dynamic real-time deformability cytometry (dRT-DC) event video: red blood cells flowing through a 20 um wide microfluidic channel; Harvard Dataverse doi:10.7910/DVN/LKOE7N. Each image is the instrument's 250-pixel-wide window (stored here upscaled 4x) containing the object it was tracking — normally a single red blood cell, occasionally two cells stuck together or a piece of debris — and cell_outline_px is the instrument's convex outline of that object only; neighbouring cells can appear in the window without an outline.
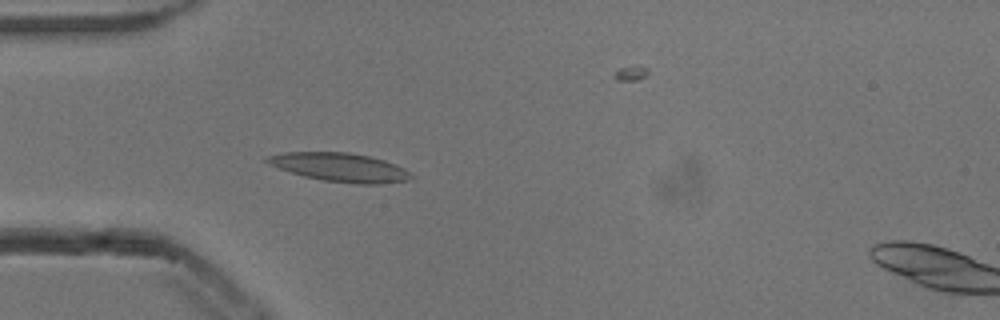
{"species": "common noctule bat (a hibernating species)", "species_latin": "Nyctalus noctula", "temperature_condition": "cold", "stored_images_in_passage": 38, "camera_frame_rate_fps": 3000, "um_per_image_px": 0.085, "animal": {"sex": "male", "body_mass_g": 13.3}, "frame": {"image": 1, "passage_image": 5, "time_ms": 1.333, "image_size_px": [1000, 320], "cell_outline_px": [[416, 176], [412, 180], [380, 184], [356, 184], [324, 180], [304, 176], [268, 164], [264, 160], [264, 156], [284, 152], [348, 152], [368, 156], [384, 160], [404, 168], [412, 172]], "centroid_in_image_um": [28.94, 14.22], "position_along_channel_um": 56.1, "area_um2": 24.22}}
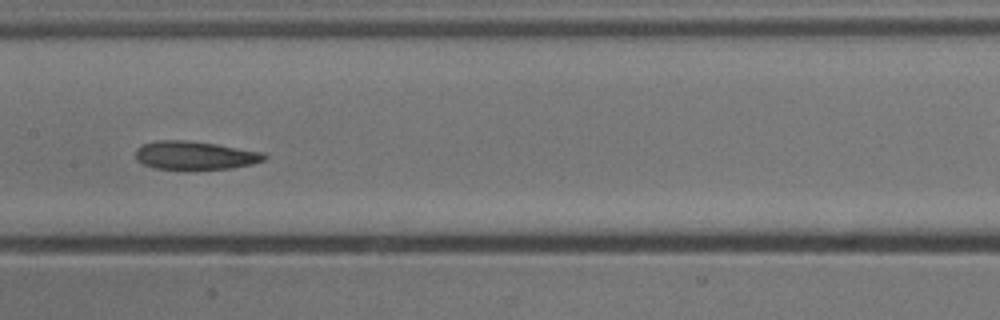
{"frame": {"image": 2, "passage_image": 16, "time_ms": 5.0, "image_size_px": [1000, 320], "cell_outline_px": [[268, 156], [264, 160], [252, 164], [232, 168], [156, 168], [144, 164], [136, 160], [136, 148], [144, 144], [156, 140], [188, 140], [216, 144], [264, 152]], "centroid_in_image_um": [16.59, 13.18], "position_along_channel_um": 190.8, "area_um2": 20.98}}
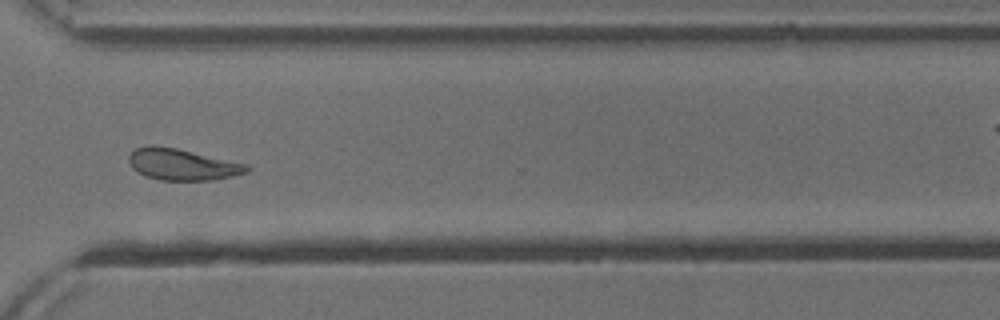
{"frame": {"image": 3, "passage_image": 29, "time_ms": 9.333, "image_size_px": [1000, 320], "cell_outline_px": [[252, 168], [248, 172], [232, 176], [212, 180], [160, 180], [144, 176], [132, 168], [128, 160], [128, 156], [136, 148], [148, 144], [152, 144], [176, 148], [248, 164]], "centroid_in_image_um": [15.48, 13.97], "position_along_channel_um": 355.1, "area_um2": 21.73}, "authors_computed_cell_mechanics": {"area_um2": 21.4727, "velocity_mm_per_s": 3.8063, "shape_relaxation_time_tau1_ms": null, "shape_relaxation_time_tau2_ms": 4.545, "deformation_change_tau1": null, "deformation_change_tau2": 0.1184}}